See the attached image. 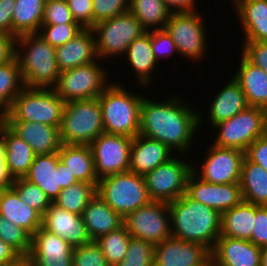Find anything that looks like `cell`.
Listing matches in <instances>:
<instances>
[{
	"mask_svg": "<svg viewBox=\"0 0 267 266\" xmlns=\"http://www.w3.org/2000/svg\"><path fill=\"white\" fill-rule=\"evenodd\" d=\"M92 30L96 38L97 56L104 62L124 56L129 44L147 32L130 11L97 23Z\"/></svg>",
	"mask_w": 267,
	"mask_h": 266,
	"instance_id": "obj_8",
	"label": "cell"
},
{
	"mask_svg": "<svg viewBox=\"0 0 267 266\" xmlns=\"http://www.w3.org/2000/svg\"><path fill=\"white\" fill-rule=\"evenodd\" d=\"M93 27L129 11L130 0H93Z\"/></svg>",
	"mask_w": 267,
	"mask_h": 266,
	"instance_id": "obj_45",
	"label": "cell"
},
{
	"mask_svg": "<svg viewBox=\"0 0 267 266\" xmlns=\"http://www.w3.org/2000/svg\"><path fill=\"white\" fill-rule=\"evenodd\" d=\"M21 257L13 247L0 239V266L12 264Z\"/></svg>",
	"mask_w": 267,
	"mask_h": 266,
	"instance_id": "obj_57",
	"label": "cell"
},
{
	"mask_svg": "<svg viewBox=\"0 0 267 266\" xmlns=\"http://www.w3.org/2000/svg\"><path fill=\"white\" fill-rule=\"evenodd\" d=\"M151 47L159 64L161 58L167 59L173 54L179 55L177 46L166 29L151 30Z\"/></svg>",
	"mask_w": 267,
	"mask_h": 266,
	"instance_id": "obj_47",
	"label": "cell"
},
{
	"mask_svg": "<svg viewBox=\"0 0 267 266\" xmlns=\"http://www.w3.org/2000/svg\"><path fill=\"white\" fill-rule=\"evenodd\" d=\"M260 266H267V245L261 247Z\"/></svg>",
	"mask_w": 267,
	"mask_h": 266,
	"instance_id": "obj_59",
	"label": "cell"
},
{
	"mask_svg": "<svg viewBox=\"0 0 267 266\" xmlns=\"http://www.w3.org/2000/svg\"><path fill=\"white\" fill-rule=\"evenodd\" d=\"M82 30L83 28L77 23L42 24L38 34L56 48L72 40Z\"/></svg>",
	"mask_w": 267,
	"mask_h": 266,
	"instance_id": "obj_43",
	"label": "cell"
},
{
	"mask_svg": "<svg viewBox=\"0 0 267 266\" xmlns=\"http://www.w3.org/2000/svg\"><path fill=\"white\" fill-rule=\"evenodd\" d=\"M11 187L17 192L21 201L38 211L42 216L51 204L45 193L25 178L14 179Z\"/></svg>",
	"mask_w": 267,
	"mask_h": 266,
	"instance_id": "obj_41",
	"label": "cell"
},
{
	"mask_svg": "<svg viewBox=\"0 0 267 266\" xmlns=\"http://www.w3.org/2000/svg\"><path fill=\"white\" fill-rule=\"evenodd\" d=\"M96 192L122 218L151 201L144 176L130 171L98 180Z\"/></svg>",
	"mask_w": 267,
	"mask_h": 266,
	"instance_id": "obj_7",
	"label": "cell"
},
{
	"mask_svg": "<svg viewBox=\"0 0 267 266\" xmlns=\"http://www.w3.org/2000/svg\"><path fill=\"white\" fill-rule=\"evenodd\" d=\"M16 0H0V33L12 35V14Z\"/></svg>",
	"mask_w": 267,
	"mask_h": 266,
	"instance_id": "obj_53",
	"label": "cell"
},
{
	"mask_svg": "<svg viewBox=\"0 0 267 266\" xmlns=\"http://www.w3.org/2000/svg\"><path fill=\"white\" fill-rule=\"evenodd\" d=\"M0 134L5 143V163L13 179L24 178L34 161L31 146L0 120Z\"/></svg>",
	"mask_w": 267,
	"mask_h": 266,
	"instance_id": "obj_28",
	"label": "cell"
},
{
	"mask_svg": "<svg viewBox=\"0 0 267 266\" xmlns=\"http://www.w3.org/2000/svg\"><path fill=\"white\" fill-rule=\"evenodd\" d=\"M240 55L233 77L240 84L249 106L267 109V73Z\"/></svg>",
	"mask_w": 267,
	"mask_h": 266,
	"instance_id": "obj_27",
	"label": "cell"
},
{
	"mask_svg": "<svg viewBox=\"0 0 267 266\" xmlns=\"http://www.w3.org/2000/svg\"><path fill=\"white\" fill-rule=\"evenodd\" d=\"M132 141V137L102 133L89 145L98 180L129 171Z\"/></svg>",
	"mask_w": 267,
	"mask_h": 266,
	"instance_id": "obj_15",
	"label": "cell"
},
{
	"mask_svg": "<svg viewBox=\"0 0 267 266\" xmlns=\"http://www.w3.org/2000/svg\"><path fill=\"white\" fill-rule=\"evenodd\" d=\"M3 122L31 146L35 155L58 153L60 150V127L30 121Z\"/></svg>",
	"mask_w": 267,
	"mask_h": 266,
	"instance_id": "obj_25",
	"label": "cell"
},
{
	"mask_svg": "<svg viewBox=\"0 0 267 266\" xmlns=\"http://www.w3.org/2000/svg\"><path fill=\"white\" fill-rule=\"evenodd\" d=\"M0 215L26 230L31 236L42 227L43 216L21 201L12 187L1 190Z\"/></svg>",
	"mask_w": 267,
	"mask_h": 266,
	"instance_id": "obj_30",
	"label": "cell"
},
{
	"mask_svg": "<svg viewBox=\"0 0 267 266\" xmlns=\"http://www.w3.org/2000/svg\"><path fill=\"white\" fill-rule=\"evenodd\" d=\"M72 258L73 266H110L95 241L75 246Z\"/></svg>",
	"mask_w": 267,
	"mask_h": 266,
	"instance_id": "obj_44",
	"label": "cell"
},
{
	"mask_svg": "<svg viewBox=\"0 0 267 266\" xmlns=\"http://www.w3.org/2000/svg\"><path fill=\"white\" fill-rule=\"evenodd\" d=\"M97 183L78 182L62 189L54 201L58 207L81 215L88 202L97 194Z\"/></svg>",
	"mask_w": 267,
	"mask_h": 266,
	"instance_id": "obj_37",
	"label": "cell"
},
{
	"mask_svg": "<svg viewBox=\"0 0 267 266\" xmlns=\"http://www.w3.org/2000/svg\"><path fill=\"white\" fill-rule=\"evenodd\" d=\"M224 85L220 87L221 90L219 89V91H216L218 93H214V95H216L213 97V100L209 102V106H207L209 110L206 111L207 114H209L205 115V112H202V114V110L199 111L200 130H202L201 126L208 121L206 125L212 128L217 123L228 120L249 107L240 84L233 76L229 81L224 83Z\"/></svg>",
	"mask_w": 267,
	"mask_h": 266,
	"instance_id": "obj_19",
	"label": "cell"
},
{
	"mask_svg": "<svg viewBox=\"0 0 267 266\" xmlns=\"http://www.w3.org/2000/svg\"><path fill=\"white\" fill-rule=\"evenodd\" d=\"M24 87L16 56L0 65V120L8 114L14 98Z\"/></svg>",
	"mask_w": 267,
	"mask_h": 266,
	"instance_id": "obj_35",
	"label": "cell"
},
{
	"mask_svg": "<svg viewBox=\"0 0 267 266\" xmlns=\"http://www.w3.org/2000/svg\"><path fill=\"white\" fill-rule=\"evenodd\" d=\"M209 146L206 149V153L203 152L205 159L198 165H196L198 160H195L192 171L202 180L209 183L217 185L240 183L241 165L245 152L234 148L218 147L213 143L209 144Z\"/></svg>",
	"mask_w": 267,
	"mask_h": 266,
	"instance_id": "obj_14",
	"label": "cell"
},
{
	"mask_svg": "<svg viewBox=\"0 0 267 266\" xmlns=\"http://www.w3.org/2000/svg\"><path fill=\"white\" fill-rule=\"evenodd\" d=\"M99 61L60 72L54 88L57 95L65 103L98 98L111 83L110 72L105 69L107 65L103 66L105 62Z\"/></svg>",
	"mask_w": 267,
	"mask_h": 266,
	"instance_id": "obj_9",
	"label": "cell"
},
{
	"mask_svg": "<svg viewBox=\"0 0 267 266\" xmlns=\"http://www.w3.org/2000/svg\"><path fill=\"white\" fill-rule=\"evenodd\" d=\"M5 266H33L28 257H21L16 262Z\"/></svg>",
	"mask_w": 267,
	"mask_h": 266,
	"instance_id": "obj_58",
	"label": "cell"
},
{
	"mask_svg": "<svg viewBox=\"0 0 267 266\" xmlns=\"http://www.w3.org/2000/svg\"><path fill=\"white\" fill-rule=\"evenodd\" d=\"M58 155L79 182L98 183L89 145L62 144Z\"/></svg>",
	"mask_w": 267,
	"mask_h": 266,
	"instance_id": "obj_32",
	"label": "cell"
},
{
	"mask_svg": "<svg viewBox=\"0 0 267 266\" xmlns=\"http://www.w3.org/2000/svg\"><path fill=\"white\" fill-rule=\"evenodd\" d=\"M264 123L265 109L249 106L232 118L214 125L211 130L217 133H212L215 136H211L209 143L245 152L258 137L264 135Z\"/></svg>",
	"mask_w": 267,
	"mask_h": 266,
	"instance_id": "obj_11",
	"label": "cell"
},
{
	"mask_svg": "<svg viewBox=\"0 0 267 266\" xmlns=\"http://www.w3.org/2000/svg\"><path fill=\"white\" fill-rule=\"evenodd\" d=\"M27 257L33 266H73L72 254Z\"/></svg>",
	"mask_w": 267,
	"mask_h": 266,
	"instance_id": "obj_52",
	"label": "cell"
},
{
	"mask_svg": "<svg viewBox=\"0 0 267 266\" xmlns=\"http://www.w3.org/2000/svg\"><path fill=\"white\" fill-rule=\"evenodd\" d=\"M186 194L222 214L243 199L240 183L214 184L202 180L193 171L187 180Z\"/></svg>",
	"mask_w": 267,
	"mask_h": 266,
	"instance_id": "obj_17",
	"label": "cell"
},
{
	"mask_svg": "<svg viewBox=\"0 0 267 266\" xmlns=\"http://www.w3.org/2000/svg\"><path fill=\"white\" fill-rule=\"evenodd\" d=\"M178 95H169L164 101H153V97L151 100L144 96L140 108L139 135L162 142L176 155L193 158V141L195 139L196 142L195 137H198V132L201 133L199 110L198 107L195 110L194 106L185 103L186 100L182 101V97Z\"/></svg>",
	"mask_w": 267,
	"mask_h": 266,
	"instance_id": "obj_1",
	"label": "cell"
},
{
	"mask_svg": "<svg viewBox=\"0 0 267 266\" xmlns=\"http://www.w3.org/2000/svg\"><path fill=\"white\" fill-rule=\"evenodd\" d=\"M126 68L132 69L131 72L135 76V83L140 85L139 87H149L152 85L153 78L155 77V71H159L157 68L158 62L151 47V31H147L137 39H134L128 46L125 56ZM154 74V75H153ZM137 80V81H136Z\"/></svg>",
	"mask_w": 267,
	"mask_h": 266,
	"instance_id": "obj_23",
	"label": "cell"
},
{
	"mask_svg": "<svg viewBox=\"0 0 267 266\" xmlns=\"http://www.w3.org/2000/svg\"><path fill=\"white\" fill-rule=\"evenodd\" d=\"M42 227L66 240L73 247L91 242L82 215L51 203L42 217Z\"/></svg>",
	"mask_w": 267,
	"mask_h": 266,
	"instance_id": "obj_20",
	"label": "cell"
},
{
	"mask_svg": "<svg viewBox=\"0 0 267 266\" xmlns=\"http://www.w3.org/2000/svg\"><path fill=\"white\" fill-rule=\"evenodd\" d=\"M208 266H218L214 262L211 261V259L208 261Z\"/></svg>",
	"mask_w": 267,
	"mask_h": 266,
	"instance_id": "obj_61",
	"label": "cell"
},
{
	"mask_svg": "<svg viewBox=\"0 0 267 266\" xmlns=\"http://www.w3.org/2000/svg\"><path fill=\"white\" fill-rule=\"evenodd\" d=\"M256 218V205L241 201L221 214L220 236L250 240Z\"/></svg>",
	"mask_w": 267,
	"mask_h": 266,
	"instance_id": "obj_31",
	"label": "cell"
},
{
	"mask_svg": "<svg viewBox=\"0 0 267 266\" xmlns=\"http://www.w3.org/2000/svg\"><path fill=\"white\" fill-rule=\"evenodd\" d=\"M123 225L132 238L142 239L153 245L171 237L168 203L150 201L123 218Z\"/></svg>",
	"mask_w": 267,
	"mask_h": 266,
	"instance_id": "obj_13",
	"label": "cell"
},
{
	"mask_svg": "<svg viewBox=\"0 0 267 266\" xmlns=\"http://www.w3.org/2000/svg\"><path fill=\"white\" fill-rule=\"evenodd\" d=\"M249 241L259 247L267 245V206L256 205V218Z\"/></svg>",
	"mask_w": 267,
	"mask_h": 266,
	"instance_id": "obj_50",
	"label": "cell"
},
{
	"mask_svg": "<svg viewBox=\"0 0 267 266\" xmlns=\"http://www.w3.org/2000/svg\"><path fill=\"white\" fill-rule=\"evenodd\" d=\"M176 154L165 144L142 135L133 138L129 171L145 176L157 166L168 162Z\"/></svg>",
	"mask_w": 267,
	"mask_h": 266,
	"instance_id": "obj_22",
	"label": "cell"
},
{
	"mask_svg": "<svg viewBox=\"0 0 267 266\" xmlns=\"http://www.w3.org/2000/svg\"><path fill=\"white\" fill-rule=\"evenodd\" d=\"M16 53V37L0 33V65L10 62Z\"/></svg>",
	"mask_w": 267,
	"mask_h": 266,
	"instance_id": "obj_54",
	"label": "cell"
},
{
	"mask_svg": "<svg viewBox=\"0 0 267 266\" xmlns=\"http://www.w3.org/2000/svg\"><path fill=\"white\" fill-rule=\"evenodd\" d=\"M76 23L66 0H46L42 24Z\"/></svg>",
	"mask_w": 267,
	"mask_h": 266,
	"instance_id": "obj_46",
	"label": "cell"
},
{
	"mask_svg": "<svg viewBox=\"0 0 267 266\" xmlns=\"http://www.w3.org/2000/svg\"><path fill=\"white\" fill-rule=\"evenodd\" d=\"M243 41H267V0H230ZM244 38V39H243Z\"/></svg>",
	"mask_w": 267,
	"mask_h": 266,
	"instance_id": "obj_26",
	"label": "cell"
},
{
	"mask_svg": "<svg viewBox=\"0 0 267 266\" xmlns=\"http://www.w3.org/2000/svg\"><path fill=\"white\" fill-rule=\"evenodd\" d=\"M172 237L213 249L220 237L221 214L184 193L168 203Z\"/></svg>",
	"mask_w": 267,
	"mask_h": 266,
	"instance_id": "obj_2",
	"label": "cell"
},
{
	"mask_svg": "<svg viewBox=\"0 0 267 266\" xmlns=\"http://www.w3.org/2000/svg\"><path fill=\"white\" fill-rule=\"evenodd\" d=\"M264 135L267 137V109H265Z\"/></svg>",
	"mask_w": 267,
	"mask_h": 266,
	"instance_id": "obj_60",
	"label": "cell"
},
{
	"mask_svg": "<svg viewBox=\"0 0 267 266\" xmlns=\"http://www.w3.org/2000/svg\"><path fill=\"white\" fill-rule=\"evenodd\" d=\"M189 157L175 155L144 176L151 201L170 203L186 193L187 180L193 169Z\"/></svg>",
	"mask_w": 267,
	"mask_h": 266,
	"instance_id": "obj_12",
	"label": "cell"
},
{
	"mask_svg": "<svg viewBox=\"0 0 267 266\" xmlns=\"http://www.w3.org/2000/svg\"><path fill=\"white\" fill-rule=\"evenodd\" d=\"M74 21L83 29L93 28V0H66Z\"/></svg>",
	"mask_w": 267,
	"mask_h": 266,
	"instance_id": "obj_49",
	"label": "cell"
},
{
	"mask_svg": "<svg viewBox=\"0 0 267 266\" xmlns=\"http://www.w3.org/2000/svg\"><path fill=\"white\" fill-rule=\"evenodd\" d=\"M46 0H16L12 14V35L16 38L25 34L38 33Z\"/></svg>",
	"mask_w": 267,
	"mask_h": 266,
	"instance_id": "obj_34",
	"label": "cell"
},
{
	"mask_svg": "<svg viewBox=\"0 0 267 266\" xmlns=\"http://www.w3.org/2000/svg\"><path fill=\"white\" fill-rule=\"evenodd\" d=\"M130 239L131 235L126 230V227L122 225L117 230L97 238L95 243L102 251L109 265L116 266L125 258Z\"/></svg>",
	"mask_w": 267,
	"mask_h": 266,
	"instance_id": "obj_38",
	"label": "cell"
},
{
	"mask_svg": "<svg viewBox=\"0 0 267 266\" xmlns=\"http://www.w3.org/2000/svg\"><path fill=\"white\" fill-rule=\"evenodd\" d=\"M24 178L37 185L51 203L58 198L62 189L79 182L60 160L58 153L35 155Z\"/></svg>",
	"mask_w": 267,
	"mask_h": 266,
	"instance_id": "obj_16",
	"label": "cell"
},
{
	"mask_svg": "<svg viewBox=\"0 0 267 266\" xmlns=\"http://www.w3.org/2000/svg\"><path fill=\"white\" fill-rule=\"evenodd\" d=\"M241 54L267 73V41H242Z\"/></svg>",
	"mask_w": 267,
	"mask_h": 266,
	"instance_id": "obj_48",
	"label": "cell"
},
{
	"mask_svg": "<svg viewBox=\"0 0 267 266\" xmlns=\"http://www.w3.org/2000/svg\"><path fill=\"white\" fill-rule=\"evenodd\" d=\"M81 215L91 241L123 225V218L97 194L88 202Z\"/></svg>",
	"mask_w": 267,
	"mask_h": 266,
	"instance_id": "obj_29",
	"label": "cell"
},
{
	"mask_svg": "<svg viewBox=\"0 0 267 266\" xmlns=\"http://www.w3.org/2000/svg\"><path fill=\"white\" fill-rule=\"evenodd\" d=\"M210 254L218 266H260L261 247L249 240L220 236Z\"/></svg>",
	"mask_w": 267,
	"mask_h": 266,
	"instance_id": "obj_21",
	"label": "cell"
},
{
	"mask_svg": "<svg viewBox=\"0 0 267 266\" xmlns=\"http://www.w3.org/2000/svg\"><path fill=\"white\" fill-rule=\"evenodd\" d=\"M59 132L62 144L90 145L104 133L99 99L65 103Z\"/></svg>",
	"mask_w": 267,
	"mask_h": 266,
	"instance_id": "obj_5",
	"label": "cell"
},
{
	"mask_svg": "<svg viewBox=\"0 0 267 266\" xmlns=\"http://www.w3.org/2000/svg\"><path fill=\"white\" fill-rule=\"evenodd\" d=\"M203 13H171L166 22L165 29L171 35L172 40L177 46L179 56L199 64L200 60L209 57L207 43V29ZM206 28V29H205ZM208 52V53H207Z\"/></svg>",
	"mask_w": 267,
	"mask_h": 266,
	"instance_id": "obj_10",
	"label": "cell"
},
{
	"mask_svg": "<svg viewBox=\"0 0 267 266\" xmlns=\"http://www.w3.org/2000/svg\"><path fill=\"white\" fill-rule=\"evenodd\" d=\"M129 11L147 31L165 29L171 15L163 0H130Z\"/></svg>",
	"mask_w": 267,
	"mask_h": 266,
	"instance_id": "obj_36",
	"label": "cell"
},
{
	"mask_svg": "<svg viewBox=\"0 0 267 266\" xmlns=\"http://www.w3.org/2000/svg\"><path fill=\"white\" fill-rule=\"evenodd\" d=\"M122 82L111 81L98 96L102 109L104 133L134 138L139 135L142 91H133Z\"/></svg>",
	"mask_w": 267,
	"mask_h": 266,
	"instance_id": "obj_4",
	"label": "cell"
},
{
	"mask_svg": "<svg viewBox=\"0 0 267 266\" xmlns=\"http://www.w3.org/2000/svg\"><path fill=\"white\" fill-rule=\"evenodd\" d=\"M153 260L154 245L131 237L125 258L116 266H153Z\"/></svg>",
	"mask_w": 267,
	"mask_h": 266,
	"instance_id": "obj_42",
	"label": "cell"
},
{
	"mask_svg": "<svg viewBox=\"0 0 267 266\" xmlns=\"http://www.w3.org/2000/svg\"><path fill=\"white\" fill-rule=\"evenodd\" d=\"M64 105L55 89L24 87L2 121H30L60 127Z\"/></svg>",
	"mask_w": 267,
	"mask_h": 266,
	"instance_id": "obj_6",
	"label": "cell"
},
{
	"mask_svg": "<svg viewBox=\"0 0 267 266\" xmlns=\"http://www.w3.org/2000/svg\"><path fill=\"white\" fill-rule=\"evenodd\" d=\"M211 259L204 245L169 237L154 245L153 266H204Z\"/></svg>",
	"mask_w": 267,
	"mask_h": 266,
	"instance_id": "obj_18",
	"label": "cell"
},
{
	"mask_svg": "<svg viewBox=\"0 0 267 266\" xmlns=\"http://www.w3.org/2000/svg\"><path fill=\"white\" fill-rule=\"evenodd\" d=\"M31 238L26 230L0 215V239L13 247L22 257H27L30 253Z\"/></svg>",
	"mask_w": 267,
	"mask_h": 266,
	"instance_id": "obj_40",
	"label": "cell"
},
{
	"mask_svg": "<svg viewBox=\"0 0 267 266\" xmlns=\"http://www.w3.org/2000/svg\"><path fill=\"white\" fill-rule=\"evenodd\" d=\"M56 48L38 33L16 38V53L23 83L28 88L54 89L60 71Z\"/></svg>",
	"mask_w": 267,
	"mask_h": 266,
	"instance_id": "obj_3",
	"label": "cell"
},
{
	"mask_svg": "<svg viewBox=\"0 0 267 266\" xmlns=\"http://www.w3.org/2000/svg\"><path fill=\"white\" fill-rule=\"evenodd\" d=\"M56 61L60 72L87 65L99 58L92 29H83L66 44L56 47Z\"/></svg>",
	"mask_w": 267,
	"mask_h": 266,
	"instance_id": "obj_24",
	"label": "cell"
},
{
	"mask_svg": "<svg viewBox=\"0 0 267 266\" xmlns=\"http://www.w3.org/2000/svg\"><path fill=\"white\" fill-rule=\"evenodd\" d=\"M13 181L5 163V143L0 134V190L11 187Z\"/></svg>",
	"mask_w": 267,
	"mask_h": 266,
	"instance_id": "obj_56",
	"label": "cell"
},
{
	"mask_svg": "<svg viewBox=\"0 0 267 266\" xmlns=\"http://www.w3.org/2000/svg\"><path fill=\"white\" fill-rule=\"evenodd\" d=\"M240 188L243 201L267 206V171L246 156L241 165Z\"/></svg>",
	"mask_w": 267,
	"mask_h": 266,
	"instance_id": "obj_33",
	"label": "cell"
},
{
	"mask_svg": "<svg viewBox=\"0 0 267 266\" xmlns=\"http://www.w3.org/2000/svg\"><path fill=\"white\" fill-rule=\"evenodd\" d=\"M199 0H163L171 13H194ZM197 3V4H196Z\"/></svg>",
	"mask_w": 267,
	"mask_h": 266,
	"instance_id": "obj_55",
	"label": "cell"
},
{
	"mask_svg": "<svg viewBox=\"0 0 267 266\" xmlns=\"http://www.w3.org/2000/svg\"><path fill=\"white\" fill-rule=\"evenodd\" d=\"M245 156L267 171V137H258L245 151Z\"/></svg>",
	"mask_w": 267,
	"mask_h": 266,
	"instance_id": "obj_51",
	"label": "cell"
},
{
	"mask_svg": "<svg viewBox=\"0 0 267 266\" xmlns=\"http://www.w3.org/2000/svg\"><path fill=\"white\" fill-rule=\"evenodd\" d=\"M73 246L56 234L43 227L38 228L31 238V250L28 256H55L72 254Z\"/></svg>",
	"mask_w": 267,
	"mask_h": 266,
	"instance_id": "obj_39",
	"label": "cell"
}]
</instances>
